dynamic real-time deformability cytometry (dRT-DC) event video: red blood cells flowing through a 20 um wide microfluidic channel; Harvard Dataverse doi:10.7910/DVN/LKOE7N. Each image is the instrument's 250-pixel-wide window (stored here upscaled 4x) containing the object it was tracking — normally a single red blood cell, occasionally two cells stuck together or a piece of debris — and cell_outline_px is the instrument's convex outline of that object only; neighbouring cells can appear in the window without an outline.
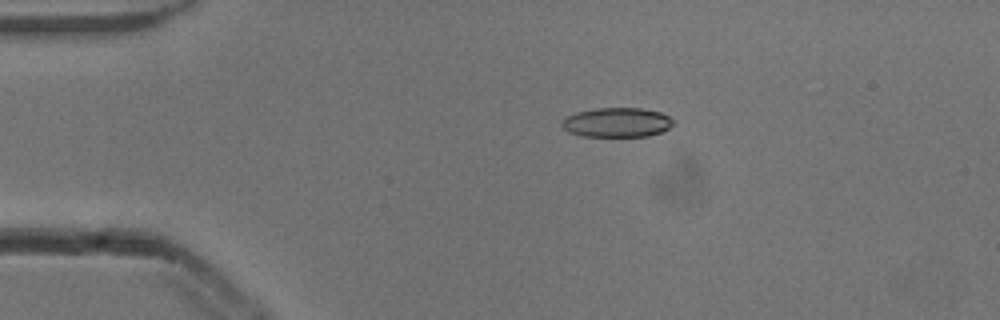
{"species": "common noctule bat (a hibernating species)", "species_latin": "Nyctalus noctula", "temperature_condition": "cold", "stored_images_in_passage": 53, "camera_frame_rate_fps": 3000, "um_per_image_px": 0.085, "animal": {"sex": "male", "body_mass_g": 13.3}, "frame": {"image": 1, "passage_image": 11, "time_ms": 3.333, "image_size_px": [1000, 320], "cell_outline_px": [[676, 124], [660, 132], [648, 136], [580, 136], [568, 132], [560, 124], [560, 120], [576, 112], [596, 108], [640, 108], [660, 112], [676, 120]], "centroid_in_image_um": [52.44, 10.4], "position_along_channel_um": 32.6, "area_um2": 19.31}}
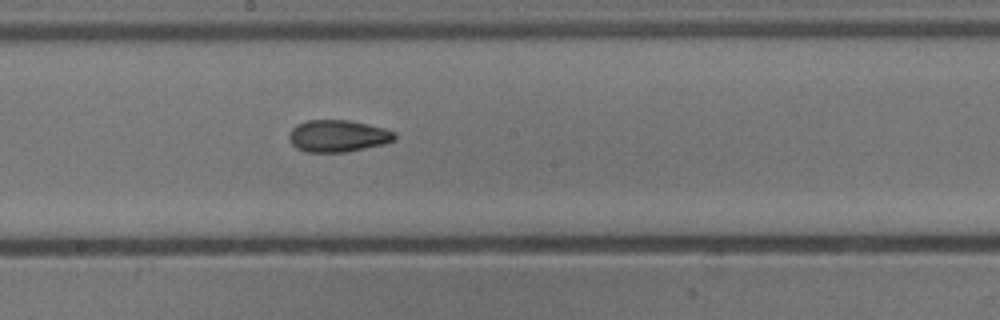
{"frame": {"image": 2, "passage_image": 29, "time_ms": 9.333, "image_size_px": [1000, 320], "cell_outline_px": [[396, 140], [384, 144], [344, 152], [304, 152], [296, 148], [292, 144], [288, 136], [292, 128], [296, 124], [308, 120], [348, 120], [368, 124], [384, 128], [396, 132]], "centroid_in_image_um": [28.72, 11.55], "position_along_channel_um": 219.5, "area_um2": 19.77}}
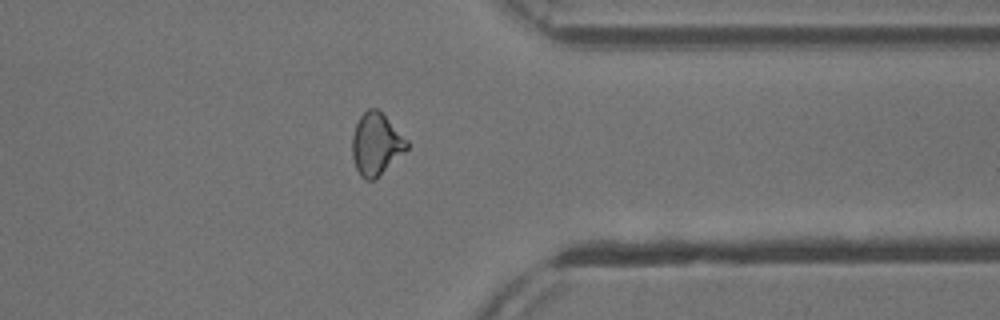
{"frame": {"image": 3, "passage_image": 42, "time_ms": 13.667, "image_size_px": [1000, 320], "cell_outline_px": [[408, 148], [404, 152], [372, 180], [364, 180], [360, 176], [356, 168], [352, 156], [352, 136], [356, 124], [360, 116], [368, 108], [376, 108], [408, 140]], "centroid_in_image_um": [31.94, 12.24], "position_along_channel_um": 379.5, "area_um2": 19.31}, "authors_computed_cell_mechanics": {"area_um2": 19.652, "velocity_mm_per_s": 3.8815, "shape_relaxation_time_tau1_ms": null, "shape_relaxation_time_tau2_ms": 1.8445, "deformation_change_tau1": null, "deformation_change_tau2": 0.0771}}